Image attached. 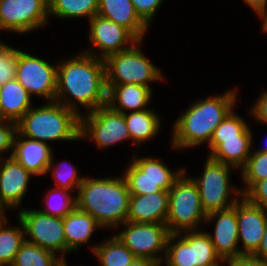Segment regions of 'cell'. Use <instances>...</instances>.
<instances>
[{
    "label": "cell",
    "mask_w": 267,
    "mask_h": 266,
    "mask_svg": "<svg viewBox=\"0 0 267 266\" xmlns=\"http://www.w3.org/2000/svg\"><path fill=\"white\" fill-rule=\"evenodd\" d=\"M91 249L102 266H128L136 258L115 235Z\"/></svg>",
    "instance_id": "27"
},
{
    "label": "cell",
    "mask_w": 267,
    "mask_h": 266,
    "mask_svg": "<svg viewBox=\"0 0 267 266\" xmlns=\"http://www.w3.org/2000/svg\"><path fill=\"white\" fill-rule=\"evenodd\" d=\"M160 160L152 157L133 158L123 176L130 194L146 195L169 191L173 187L185 169L179 168L180 171L174 173Z\"/></svg>",
    "instance_id": "9"
},
{
    "label": "cell",
    "mask_w": 267,
    "mask_h": 266,
    "mask_svg": "<svg viewBox=\"0 0 267 266\" xmlns=\"http://www.w3.org/2000/svg\"><path fill=\"white\" fill-rule=\"evenodd\" d=\"M5 216V211L0 207V219H3Z\"/></svg>",
    "instance_id": "45"
},
{
    "label": "cell",
    "mask_w": 267,
    "mask_h": 266,
    "mask_svg": "<svg viewBox=\"0 0 267 266\" xmlns=\"http://www.w3.org/2000/svg\"><path fill=\"white\" fill-rule=\"evenodd\" d=\"M252 132L247 127L237 138L211 139L209 157L215 161L243 168L248 161L252 148Z\"/></svg>",
    "instance_id": "21"
},
{
    "label": "cell",
    "mask_w": 267,
    "mask_h": 266,
    "mask_svg": "<svg viewBox=\"0 0 267 266\" xmlns=\"http://www.w3.org/2000/svg\"><path fill=\"white\" fill-rule=\"evenodd\" d=\"M140 40L132 47L108 56L105 61L107 90L115 84H140L163 79L160 70L138 48Z\"/></svg>",
    "instance_id": "6"
},
{
    "label": "cell",
    "mask_w": 267,
    "mask_h": 266,
    "mask_svg": "<svg viewBox=\"0 0 267 266\" xmlns=\"http://www.w3.org/2000/svg\"><path fill=\"white\" fill-rule=\"evenodd\" d=\"M185 172L186 170L182 172L168 191L169 203L166 225L171 234L181 233L184 230H196L200 221H204L207 216L201 204L197 185L191 177L185 175Z\"/></svg>",
    "instance_id": "5"
},
{
    "label": "cell",
    "mask_w": 267,
    "mask_h": 266,
    "mask_svg": "<svg viewBox=\"0 0 267 266\" xmlns=\"http://www.w3.org/2000/svg\"><path fill=\"white\" fill-rule=\"evenodd\" d=\"M5 45H6V44L1 43V41H0V50H1Z\"/></svg>",
    "instance_id": "47"
},
{
    "label": "cell",
    "mask_w": 267,
    "mask_h": 266,
    "mask_svg": "<svg viewBox=\"0 0 267 266\" xmlns=\"http://www.w3.org/2000/svg\"><path fill=\"white\" fill-rule=\"evenodd\" d=\"M7 223L6 217L0 219V266H11L15 256L26 241L24 227H4Z\"/></svg>",
    "instance_id": "28"
},
{
    "label": "cell",
    "mask_w": 267,
    "mask_h": 266,
    "mask_svg": "<svg viewBox=\"0 0 267 266\" xmlns=\"http://www.w3.org/2000/svg\"><path fill=\"white\" fill-rule=\"evenodd\" d=\"M184 233L182 236L181 233L169 235L164 254L166 264L170 266H220L219 262L224 264L216 254L209 233L200 230Z\"/></svg>",
    "instance_id": "7"
},
{
    "label": "cell",
    "mask_w": 267,
    "mask_h": 266,
    "mask_svg": "<svg viewBox=\"0 0 267 266\" xmlns=\"http://www.w3.org/2000/svg\"><path fill=\"white\" fill-rule=\"evenodd\" d=\"M4 160L0 158V207L3 211L20 205L33 175L12 156Z\"/></svg>",
    "instance_id": "18"
},
{
    "label": "cell",
    "mask_w": 267,
    "mask_h": 266,
    "mask_svg": "<svg viewBox=\"0 0 267 266\" xmlns=\"http://www.w3.org/2000/svg\"><path fill=\"white\" fill-rule=\"evenodd\" d=\"M241 197V201H237L238 237L243 243L240 253L250 256L261 244L267 221V209L252 204L244 196Z\"/></svg>",
    "instance_id": "16"
},
{
    "label": "cell",
    "mask_w": 267,
    "mask_h": 266,
    "mask_svg": "<svg viewBox=\"0 0 267 266\" xmlns=\"http://www.w3.org/2000/svg\"><path fill=\"white\" fill-rule=\"evenodd\" d=\"M130 195L124 177H85L77 191V208L102 227L115 228L127 220Z\"/></svg>",
    "instance_id": "3"
},
{
    "label": "cell",
    "mask_w": 267,
    "mask_h": 266,
    "mask_svg": "<svg viewBox=\"0 0 267 266\" xmlns=\"http://www.w3.org/2000/svg\"><path fill=\"white\" fill-rule=\"evenodd\" d=\"M56 253L25 241L15 256L11 266H61L65 258L56 257Z\"/></svg>",
    "instance_id": "30"
},
{
    "label": "cell",
    "mask_w": 267,
    "mask_h": 266,
    "mask_svg": "<svg viewBox=\"0 0 267 266\" xmlns=\"http://www.w3.org/2000/svg\"><path fill=\"white\" fill-rule=\"evenodd\" d=\"M97 15L127 28L140 41L149 28L131 0H98Z\"/></svg>",
    "instance_id": "22"
},
{
    "label": "cell",
    "mask_w": 267,
    "mask_h": 266,
    "mask_svg": "<svg viewBox=\"0 0 267 266\" xmlns=\"http://www.w3.org/2000/svg\"><path fill=\"white\" fill-rule=\"evenodd\" d=\"M125 229L115 235L136 257L163 262L158 252H166L169 229L166 224L124 222ZM127 227V228H126Z\"/></svg>",
    "instance_id": "10"
},
{
    "label": "cell",
    "mask_w": 267,
    "mask_h": 266,
    "mask_svg": "<svg viewBox=\"0 0 267 266\" xmlns=\"http://www.w3.org/2000/svg\"><path fill=\"white\" fill-rule=\"evenodd\" d=\"M24 137L41 142L80 140V115L54 101L42 107H31L17 122Z\"/></svg>",
    "instance_id": "4"
},
{
    "label": "cell",
    "mask_w": 267,
    "mask_h": 266,
    "mask_svg": "<svg viewBox=\"0 0 267 266\" xmlns=\"http://www.w3.org/2000/svg\"><path fill=\"white\" fill-rule=\"evenodd\" d=\"M213 219L217 220L214 234H209V236L212 244L214 245L216 254L223 262L242 256L240 249L237 248L239 242L237 202L229 209L208 214L206 216L205 223Z\"/></svg>",
    "instance_id": "17"
},
{
    "label": "cell",
    "mask_w": 267,
    "mask_h": 266,
    "mask_svg": "<svg viewBox=\"0 0 267 266\" xmlns=\"http://www.w3.org/2000/svg\"><path fill=\"white\" fill-rule=\"evenodd\" d=\"M231 167L208 156L202 176L198 179L192 177L206 215L233 207L238 201L237 197L242 196L240 190L230 186ZM233 191L237 197L229 199Z\"/></svg>",
    "instance_id": "8"
},
{
    "label": "cell",
    "mask_w": 267,
    "mask_h": 266,
    "mask_svg": "<svg viewBox=\"0 0 267 266\" xmlns=\"http://www.w3.org/2000/svg\"><path fill=\"white\" fill-rule=\"evenodd\" d=\"M65 165L61 164L60 169L59 165L56 166V169H53L52 175L54 179L56 180V186L54 188H61V189H67L70 190L75 187V189L78 188L83 182L84 178L77 176V170L76 168L71 164L68 165V167H64Z\"/></svg>",
    "instance_id": "35"
},
{
    "label": "cell",
    "mask_w": 267,
    "mask_h": 266,
    "mask_svg": "<svg viewBox=\"0 0 267 266\" xmlns=\"http://www.w3.org/2000/svg\"><path fill=\"white\" fill-rule=\"evenodd\" d=\"M151 97V87L140 84H115L107 91V105L123 114L127 110L143 111L148 109L145 106L149 105Z\"/></svg>",
    "instance_id": "23"
},
{
    "label": "cell",
    "mask_w": 267,
    "mask_h": 266,
    "mask_svg": "<svg viewBox=\"0 0 267 266\" xmlns=\"http://www.w3.org/2000/svg\"><path fill=\"white\" fill-rule=\"evenodd\" d=\"M252 256L257 259L264 260V261L267 260V221H266L264 234L261 240V244L258 250Z\"/></svg>",
    "instance_id": "41"
},
{
    "label": "cell",
    "mask_w": 267,
    "mask_h": 266,
    "mask_svg": "<svg viewBox=\"0 0 267 266\" xmlns=\"http://www.w3.org/2000/svg\"><path fill=\"white\" fill-rule=\"evenodd\" d=\"M163 0H131L139 17L149 26Z\"/></svg>",
    "instance_id": "37"
},
{
    "label": "cell",
    "mask_w": 267,
    "mask_h": 266,
    "mask_svg": "<svg viewBox=\"0 0 267 266\" xmlns=\"http://www.w3.org/2000/svg\"><path fill=\"white\" fill-rule=\"evenodd\" d=\"M18 50L5 45L0 50V86L16 78Z\"/></svg>",
    "instance_id": "34"
},
{
    "label": "cell",
    "mask_w": 267,
    "mask_h": 266,
    "mask_svg": "<svg viewBox=\"0 0 267 266\" xmlns=\"http://www.w3.org/2000/svg\"><path fill=\"white\" fill-rule=\"evenodd\" d=\"M18 220L22 222L26 241L55 252L66 253L63 218L46 215L39 210L21 209Z\"/></svg>",
    "instance_id": "12"
},
{
    "label": "cell",
    "mask_w": 267,
    "mask_h": 266,
    "mask_svg": "<svg viewBox=\"0 0 267 266\" xmlns=\"http://www.w3.org/2000/svg\"><path fill=\"white\" fill-rule=\"evenodd\" d=\"M48 17V0H0V31L29 32Z\"/></svg>",
    "instance_id": "14"
},
{
    "label": "cell",
    "mask_w": 267,
    "mask_h": 266,
    "mask_svg": "<svg viewBox=\"0 0 267 266\" xmlns=\"http://www.w3.org/2000/svg\"><path fill=\"white\" fill-rule=\"evenodd\" d=\"M241 172L243 181L247 184V188L241 190L243 196L256 182L267 179V152L251 151Z\"/></svg>",
    "instance_id": "31"
},
{
    "label": "cell",
    "mask_w": 267,
    "mask_h": 266,
    "mask_svg": "<svg viewBox=\"0 0 267 266\" xmlns=\"http://www.w3.org/2000/svg\"><path fill=\"white\" fill-rule=\"evenodd\" d=\"M98 0H48L49 16L62 19L88 17L97 15Z\"/></svg>",
    "instance_id": "29"
},
{
    "label": "cell",
    "mask_w": 267,
    "mask_h": 266,
    "mask_svg": "<svg viewBox=\"0 0 267 266\" xmlns=\"http://www.w3.org/2000/svg\"><path fill=\"white\" fill-rule=\"evenodd\" d=\"M248 125L233 110L216 127L211 139H230L237 138Z\"/></svg>",
    "instance_id": "33"
},
{
    "label": "cell",
    "mask_w": 267,
    "mask_h": 266,
    "mask_svg": "<svg viewBox=\"0 0 267 266\" xmlns=\"http://www.w3.org/2000/svg\"><path fill=\"white\" fill-rule=\"evenodd\" d=\"M244 2L259 16L267 10V0H244Z\"/></svg>",
    "instance_id": "42"
},
{
    "label": "cell",
    "mask_w": 267,
    "mask_h": 266,
    "mask_svg": "<svg viewBox=\"0 0 267 266\" xmlns=\"http://www.w3.org/2000/svg\"><path fill=\"white\" fill-rule=\"evenodd\" d=\"M227 263L229 266H267L264 260L257 259L252 255H242L236 259L228 260Z\"/></svg>",
    "instance_id": "40"
},
{
    "label": "cell",
    "mask_w": 267,
    "mask_h": 266,
    "mask_svg": "<svg viewBox=\"0 0 267 266\" xmlns=\"http://www.w3.org/2000/svg\"><path fill=\"white\" fill-rule=\"evenodd\" d=\"M89 23V39L93 47L100 50V59L105 60L108 56L126 50L139 41L127 28L99 15H95Z\"/></svg>",
    "instance_id": "15"
},
{
    "label": "cell",
    "mask_w": 267,
    "mask_h": 266,
    "mask_svg": "<svg viewBox=\"0 0 267 266\" xmlns=\"http://www.w3.org/2000/svg\"><path fill=\"white\" fill-rule=\"evenodd\" d=\"M251 114L258 119L262 124H267V91L259 96L258 101L252 106ZM264 122V123H263Z\"/></svg>",
    "instance_id": "39"
},
{
    "label": "cell",
    "mask_w": 267,
    "mask_h": 266,
    "mask_svg": "<svg viewBox=\"0 0 267 266\" xmlns=\"http://www.w3.org/2000/svg\"><path fill=\"white\" fill-rule=\"evenodd\" d=\"M124 119L134 144L145 142L155 137L160 131V119L150 109L124 113Z\"/></svg>",
    "instance_id": "26"
},
{
    "label": "cell",
    "mask_w": 267,
    "mask_h": 266,
    "mask_svg": "<svg viewBox=\"0 0 267 266\" xmlns=\"http://www.w3.org/2000/svg\"><path fill=\"white\" fill-rule=\"evenodd\" d=\"M16 131V122L0 118V153L13 150V140Z\"/></svg>",
    "instance_id": "36"
},
{
    "label": "cell",
    "mask_w": 267,
    "mask_h": 266,
    "mask_svg": "<svg viewBox=\"0 0 267 266\" xmlns=\"http://www.w3.org/2000/svg\"><path fill=\"white\" fill-rule=\"evenodd\" d=\"M128 266H161V262H155L148 258L136 257Z\"/></svg>",
    "instance_id": "43"
},
{
    "label": "cell",
    "mask_w": 267,
    "mask_h": 266,
    "mask_svg": "<svg viewBox=\"0 0 267 266\" xmlns=\"http://www.w3.org/2000/svg\"><path fill=\"white\" fill-rule=\"evenodd\" d=\"M236 97L231 90L196 101L176 120L172 147L188 149L204 142L209 144L216 127L233 110Z\"/></svg>",
    "instance_id": "2"
},
{
    "label": "cell",
    "mask_w": 267,
    "mask_h": 266,
    "mask_svg": "<svg viewBox=\"0 0 267 266\" xmlns=\"http://www.w3.org/2000/svg\"><path fill=\"white\" fill-rule=\"evenodd\" d=\"M53 191L58 192V193H56L57 194L56 196H55V193ZM53 191L51 192L49 190V192H47L46 196L48 198L52 197V199L49 198L50 202H49V200L46 199V201H45L46 202V209L39 210V211L46 214V215L64 218L66 215H68L70 212H72L77 207L76 197L73 199L71 194H69V193H71V192H69L70 190H67V189L55 188ZM51 200H53V201H51ZM57 200L58 201L60 200V201L58 202Z\"/></svg>",
    "instance_id": "32"
},
{
    "label": "cell",
    "mask_w": 267,
    "mask_h": 266,
    "mask_svg": "<svg viewBox=\"0 0 267 266\" xmlns=\"http://www.w3.org/2000/svg\"><path fill=\"white\" fill-rule=\"evenodd\" d=\"M256 152H267V147L263 148V149H257Z\"/></svg>",
    "instance_id": "46"
},
{
    "label": "cell",
    "mask_w": 267,
    "mask_h": 266,
    "mask_svg": "<svg viewBox=\"0 0 267 266\" xmlns=\"http://www.w3.org/2000/svg\"><path fill=\"white\" fill-rule=\"evenodd\" d=\"M66 237V251H74L81 244H85L92 236V232L102 226L89 214L77 207L63 218Z\"/></svg>",
    "instance_id": "25"
},
{
    "label": "cell",
    "mask_w": 267,
    "mask_h": 266,
    "mask_svg": "<svg viewBox=\"0 0 267 266\" xmlns=\"http://www.w3.org/2000/svg\"><path fill=\"white\" fill-rule=\"evenodd\" d=\"M169 193L161 191L146 195L131 194L129 199L128 222L166 224Z\"/></svg>",
    "instance_id": "20"
},
{
    "label": "cell",
    "mask_w": 267,
    "mask_h": 266,
    "mask_svg": "<svg viewBox=\"0 0 267 266\" xmlns=\"http://www.w3.org/2000/svg\"><path fill=\"white\" fill-rule=\"evenodd\" d=\"M16 79L28 91L55 101L57 87V67L40 57L18 50ZM33 94V95H32Z\"/></svg>",
    "instance_id": "13"
},
{
    "label": "cell",
    "mask_w": 267,
    "mask_h": 266,
    "mask_svg": "<svg viewBox=\"0 0 267 266\" xmlns=\"http://www.w3.org/2000/svg\"><path fill=\"white\" fill-rule=\"evenodd\" d=\"M90 137L99 148L114 145L130 138L124 114L108 105L80 116V139Z\"/></svg>",
    "instance_id": "11"
},
{
    "label": "cell",
    "mask_w": 267,
    "mask_h": 266,
    "mask_svg": "<svg viewBox=\"0 0 267 266\" xmlns=\"http://www.w3.org/2000/svg\"><path fill=\"white\" fill-rule=\"evenodd\" d=\"M260 17L264 20L262 22V30L263 32H267V10Z\"/></svg>",
    "instance_id": "44"
},
{
    "label": "cell",
    "mask_w": 267,
    "mask_h": 266,
    "mask_svg": "<svg viewBox=\"0 0 267 266\" xmlns=\"http://www.w3.org/2000/svg\"><path fill=\"white\" fill-rule=\"evenodd\" d=\"M107 91L105 61L91 49L57 66L55 101L80 116L78 104L90 112L107 105Z\"/></svg>",
    "instance_id": "1"
},
{
    "label": "cell",
    "mask_w": 267,
    "mask_h": 266,
    "mask_svg": "<svg viewBox=\"0 0 267 266\" xmlns=\"http://www.w3.org/2000/svg\"><path fill=\"white\" fill-rule=\"evenodd\" d=\"M28 91L14 78L0 86V118L18 122L32 107Z\"/></svg>",
    "instance_id": "24"
},
{
    "label": "cell",
    "mask_w": 267,
    "mask_h": 266,
    "mask_svg": "<svg viewBox=\"0 0 267 266\" xmlns=\"http://www.w3.org/2000/svg\"><path fill=\"white\" fill-rule=\"evenodd\" d=\"M52 152L46 142L29 139L16 131L10 156L33 175H43L54 168Z\"/></svg>",
    "instance_id": "19"
},
{
    "label": "cell",
    "mask_w": 267,
    "mask_h": 266,
    "mask_svg": "<svg viewBox=\"0 0 267 266\" xmlns=\"http://www.w3.org/2000/svg\"><path fill=\"white\" fill-rule=\"evenodd\" d=\"M243 196L252 204L267 209V179L256 182Z\"/></svg>",
    "instance_id": "38"
}]
</instances>
